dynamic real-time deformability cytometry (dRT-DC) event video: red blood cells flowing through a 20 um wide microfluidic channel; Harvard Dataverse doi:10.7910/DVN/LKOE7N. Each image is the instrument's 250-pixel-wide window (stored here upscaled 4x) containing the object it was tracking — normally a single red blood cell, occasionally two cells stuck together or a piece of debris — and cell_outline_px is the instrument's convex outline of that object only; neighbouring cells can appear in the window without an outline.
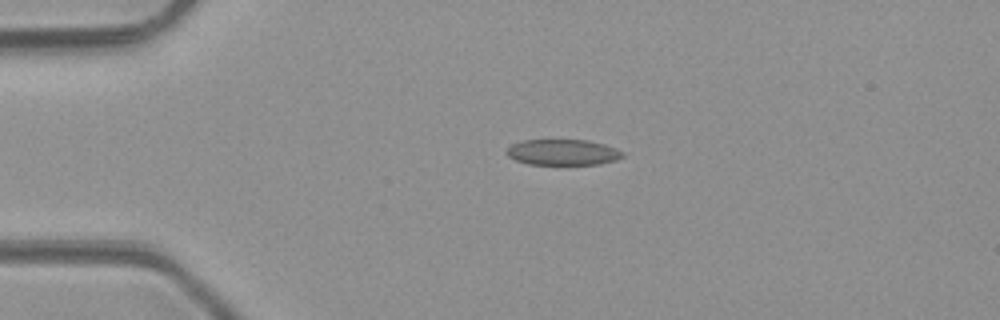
{"species": "common noctule bat (a hibernating species)", "species_latin": "Nyctalus noctula", "temperature_condition": "room temperature", "stored_images_in_passage": 4, "segment_of_instrument_passage": [1, 2], "camera_frame_rate_fps": 3000, "um_per_image_px": 0.085, "animal": {"sex": "male", "body_mass_g": 23.1, "forearm_length_mm": 52.7}, "frame": {"image": 1, "passage_image": 2, "time_ms": 2.0, "image_size_px": [1000, 320], "cell_outline_px": [[624, 156], [616, 160], [600, 164], [528, 164], [516, 160], [508, 156], [504, 152], [512, 144], [524, 140], [588, 140], [604, 144], [616, 148], [624, 152]], "centroid_in_image_um": [47.85, 12.94], "position_along_channel_um": 37.1, "area_um2": 17.46}}